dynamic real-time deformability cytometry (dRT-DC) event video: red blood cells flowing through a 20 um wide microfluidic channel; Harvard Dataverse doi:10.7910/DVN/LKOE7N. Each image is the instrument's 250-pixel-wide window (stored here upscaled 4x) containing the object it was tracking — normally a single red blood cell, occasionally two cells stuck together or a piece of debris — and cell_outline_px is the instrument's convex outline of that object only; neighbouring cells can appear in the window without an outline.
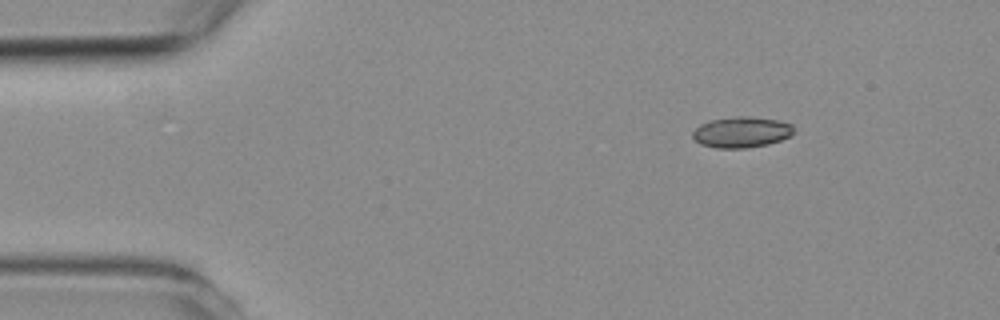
{"species": "common noctule bat (a hibernating species)", "species_latin": "Nyctalus noctula", "temperature_condition": "room temperature", "stored_images_in_passage": 3, "camera_frame_rate_fps": 3000, "um_per_image_px": 0.085, "animal": {"sex": "female", "body_mass_g": 19.3, "forearm_length_mm": 54.1}, "frame": {"image": 1, "passage_image": 1, "time_ms": 0.0, "image_size_px": [1000, 320], "cell_outline_px": [[792, 132], [788, 136], [780, 140], [768, 144], [744, 148], [716, 148], [700, 144], [692, 136], [692, 132], [700, 124], [708, 120], [736, 116], [748, 116], [776, 120], [792, 124]], "centroid_in_image_um": [62.97, 11.23], "position_along_channel_um": 22.0, "area_um2": 18.03}}